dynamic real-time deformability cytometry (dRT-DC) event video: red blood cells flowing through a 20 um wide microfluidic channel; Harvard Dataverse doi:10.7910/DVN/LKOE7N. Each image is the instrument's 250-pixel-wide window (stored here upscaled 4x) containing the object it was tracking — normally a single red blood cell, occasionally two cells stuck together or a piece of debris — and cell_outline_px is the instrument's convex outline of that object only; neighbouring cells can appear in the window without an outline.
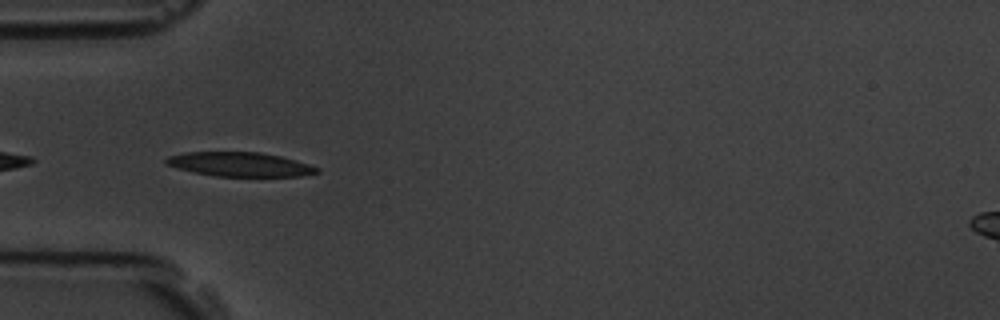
{"species": "common noctule bat (a hibernating species)", "species_latin": "Nyctalus noctula", "temperature_condition": "room temperature", "stored_images_in_passage": 7, "camera_frame_rate_fps": 3000, "um_per_image_px": 0.085, "animal": {"sex": "male", "body_mass_g": 19.5, "forearm_length_mm": 54.6}, "frame": {"image": 1, "passage_image": 5, "time_ms": 4.333, "image_size_px": [1000, 320], "cell_outline_px": [[320, 172], [300, 176], [216, 176], [176, 168], [164, 164], [164, 160], [168, 156], [188, 152], [260, 152], [280, 156], [296, 160], [320, 168]], "centroid_in_image_um": [20.39, 13.96], "position_along_channel_um": 64.6, "area_um2": 21.21}}
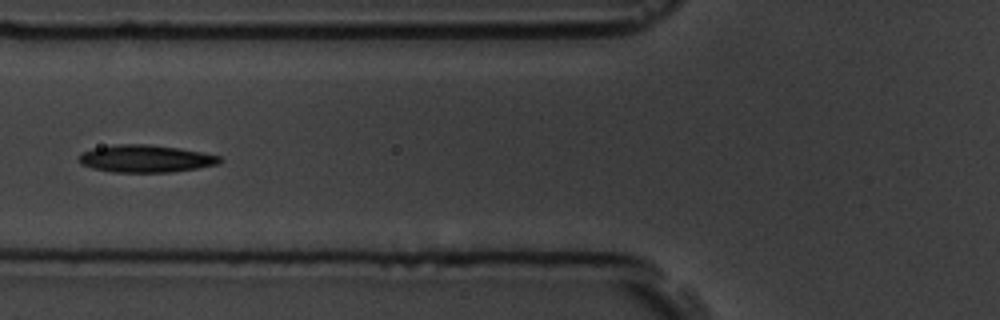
{"frame": {"image": 2, "passage_image": 6, "time_ms": 5.667, "image_size_px": [1000, 320], "cell_outline_px": [[224, 160], [220, 164], [172, 172], [112, 172], [92, 168], [80, 164], [80, 156], [84, 152], [92, 148], [116, 144], [148, 144], [180, 148], [204, 152], [220, 156]], "centroid_in_image_um": [12.43, 13.48], "position_along_channel_um": 113.4, "area_um2": 22.6}}
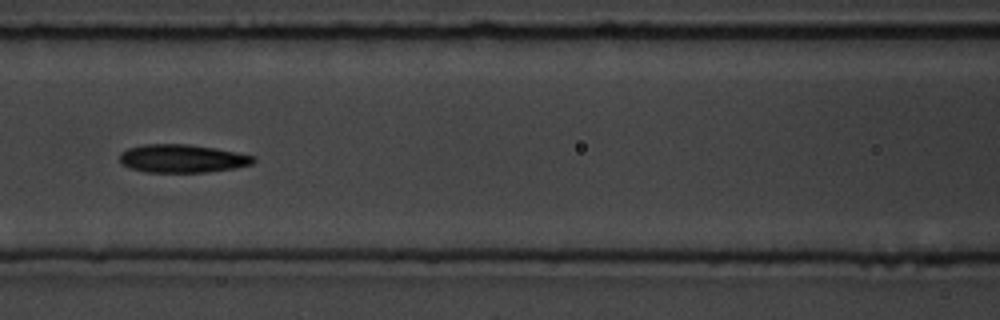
{"frame": {"image": 3, "passage_image": 7, "time_ms": 6.667, "image_size_px": [1000, 320], "cell_outline_px": [[256, 160], [252, 164], [236, 168], [204, 172], [144, 172], [128, 168], [120, 164], [120, 152], [128, 148], [144, 144], [188, 144], [216, 148], [256, 156]], "centroid_in_image_um": [15.47, 13.47], "position_along_channel_um": 151.1, "area_um2": 22.2}}